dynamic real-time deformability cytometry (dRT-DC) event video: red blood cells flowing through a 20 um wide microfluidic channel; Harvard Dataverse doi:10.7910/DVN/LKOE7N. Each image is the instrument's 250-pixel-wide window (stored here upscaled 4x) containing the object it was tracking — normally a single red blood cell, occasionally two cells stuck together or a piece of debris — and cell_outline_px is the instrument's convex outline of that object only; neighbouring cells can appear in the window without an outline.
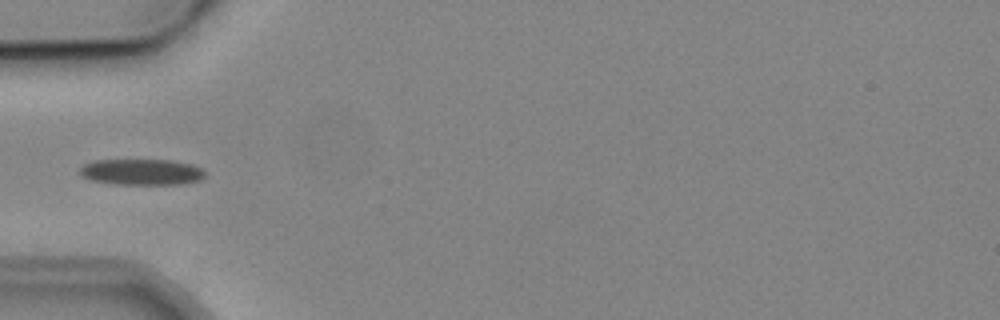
{"species": "common noctule bat (a hibernating species)", "species_latin": "Nyctalus noctula", "temperature_condition": "cold", "stored_images_in_passage": 6, "camera_frame_rate_fps": 3000, "um_per_image_px": 0.085, "animal": {"sex": "male", "body_mass_g": 19.2, "forearm_length_mm": 51.8}, "frame": {"image": 1, "passage_image": 5, "time_ms": 4.667, "image_size_px": [1000, 320], "cell_outline_px": [[204, 176], [200, 180], [180, 184], [112, 184], [92, 180], [80, 176], [80, 168], [84, 164], [96, 160], [172, 160], [192, 164], [200, 168], [204, 172]], "centroid_in_image_um": [12.02, 14.62], "position_along_channel_um": 73.0, "area_um2": 18.96}}